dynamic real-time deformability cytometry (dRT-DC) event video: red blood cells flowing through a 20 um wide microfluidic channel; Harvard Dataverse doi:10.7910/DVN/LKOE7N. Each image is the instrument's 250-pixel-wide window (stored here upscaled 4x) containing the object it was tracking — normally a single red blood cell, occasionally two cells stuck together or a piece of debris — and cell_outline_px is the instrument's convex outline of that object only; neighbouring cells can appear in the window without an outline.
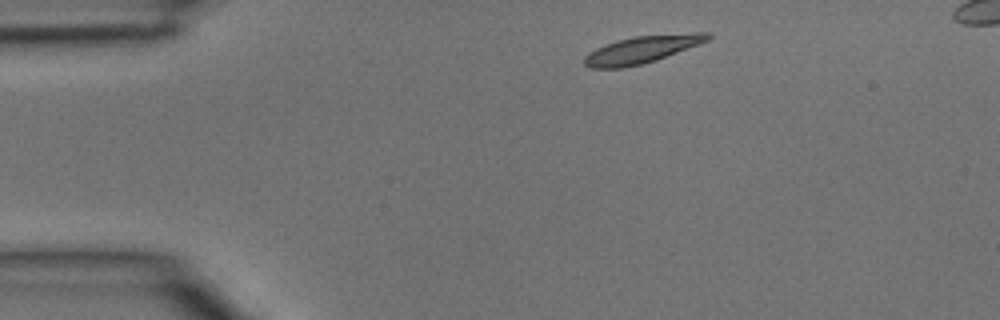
{"species": "common noctule bat (a hibernating species)", "species_latin": "Nyctalus noctula", "temperature_condition": "room temperature", "stored_images_in_passage": 3, "segment_of_instrument_passage": [1, 2], "camera_frame_rate_fps": 3000, "um_per_image_px": 0.085, "animal": {"sex": "male", "body_mass_g": 15.6}, "frame": {"image": 1, "passage_image": 1, "time_ms": 0.0, "image_size_px": [1000, 320], "cell_outline_px": [[712, 36], [708, 40], [700, 44], [656, 60], [640, 64], [620, 68], [588, 68], [584, 64], [584, 56], [588, 52], [596, 48], [616, 40], [632, 36], [696, 32], [708, 32]], "centroid_in_image_um": [54.56, 4.19], "position_along_channel_um": 30.4, "area_um2": 19.71}}